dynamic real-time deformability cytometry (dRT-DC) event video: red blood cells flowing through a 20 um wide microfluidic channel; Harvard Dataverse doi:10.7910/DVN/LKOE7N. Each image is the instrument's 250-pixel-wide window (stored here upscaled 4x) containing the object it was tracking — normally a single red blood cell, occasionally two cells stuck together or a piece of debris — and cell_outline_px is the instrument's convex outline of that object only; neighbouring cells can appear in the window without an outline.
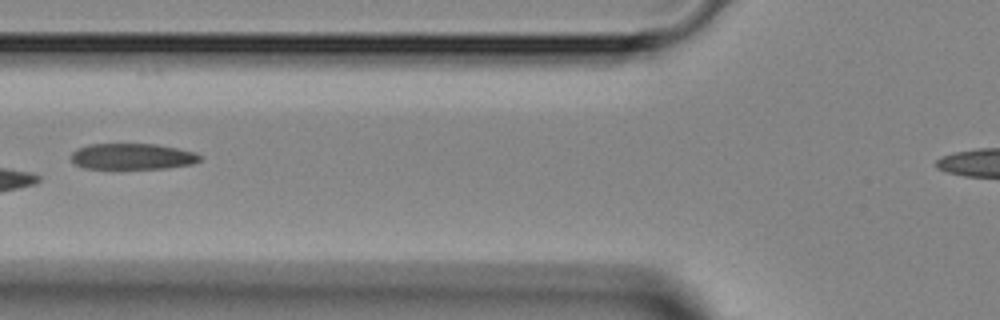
{"species": "Egyptian fruit bat (a non-hibernating species)", "species_latin": "Rousettus aegyptiacus", "temperature_condition": "room temperature", "stored_images_in_passage": 6, "camera_frame_rate_fps": 3000, "um_per_image_px": 0.085, "animal": {"sex": "female"}, "frame": {"image": 1, "passage_image": 4, "time_ms": 4.333, "image_size_px": [1000, 320], "cell_outline_px": [[204, 156], [200, 160], [192, 164], [168, 168], [84, 168], [76, 164], [72, 160], [72, 152], [76, 148], [88, 144], [156, 144], [196, 152]], "centroid_in_image_um": [11.28, 13.29], "position_along_channel_um": 114.5, "area_um2": 19.54}}
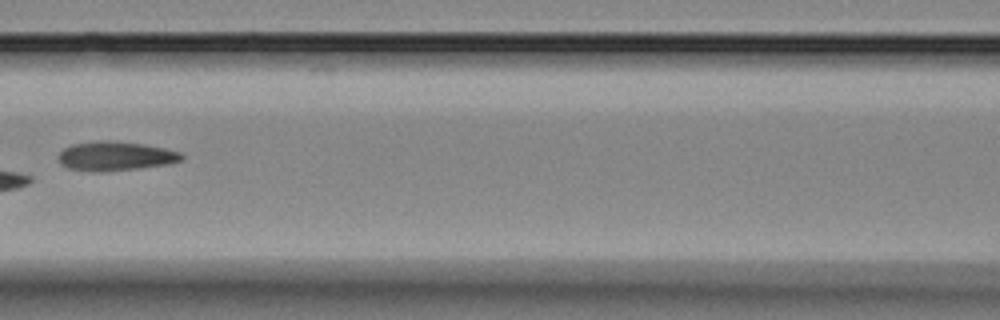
{"frame": {"image": 2, "passage_image": 5, "time_ms": 5.333, "image_size_px": [1000, 320], "cell_outline_px": [[184, 160], [168, 164], [140, 168], [104, 172], [92, 172], [68, 168], [60, 164], [56, 156], [64, 148], [72, 144], [96, 140], [112, 140], [144, 144], [164, 148], [180, 152], [184, 156]], "centroid_in_image_um": [9.78, 13.27], "position_along_channel_um": 156.8, "area_um2": 21.39}}
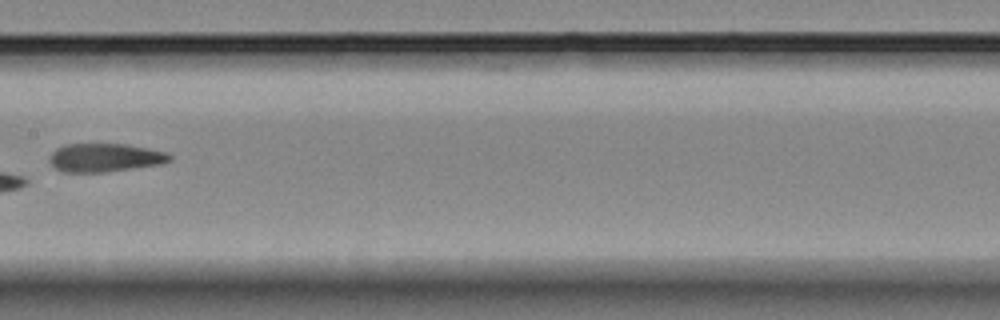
{"frame": {"image": 3, "passage_image": 6, "time_ms": 6.333, "image_size_px": [1000, 320], "cell_outline_px": [[172, 160], [164, 164], [108, 172], [60, 172], [48, 160], [48, 156], [56, 148], [64, 144], [124, 144], [148, 148], [168, 152], [172, 156]], "centroid_in_image_um": [8.94, 13.4], "position_along_channel_um": 198.5, "area_um2": 20.29}}